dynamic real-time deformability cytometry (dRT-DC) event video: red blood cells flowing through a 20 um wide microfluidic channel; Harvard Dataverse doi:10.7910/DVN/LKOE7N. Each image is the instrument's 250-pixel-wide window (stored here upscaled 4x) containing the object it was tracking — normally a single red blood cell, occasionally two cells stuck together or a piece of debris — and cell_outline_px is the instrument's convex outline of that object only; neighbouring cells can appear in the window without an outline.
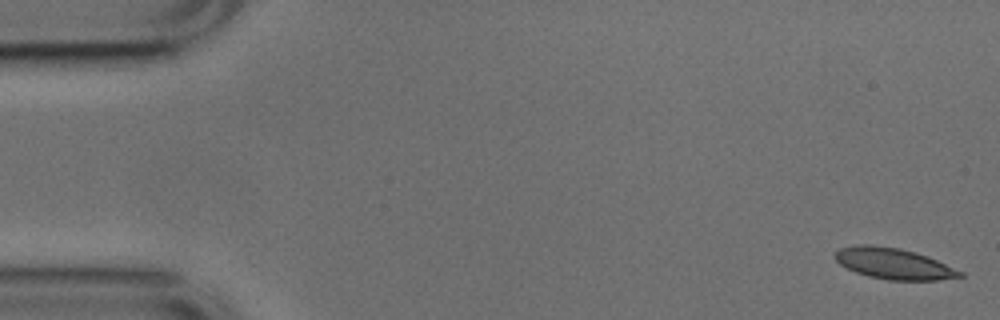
{"species": "common noctule bat (a hibernating species)", "species_latin": "Nyctalus noctula", "temperature_condition": "cold", "stored_images_in_passage": 8, "camera_frame_rate_fps": 3000, "um_per_image_px": 0.085, "animal": {"sex": "male", "body_mass_g": 17.9, "forearm_length_mm": 54.2}, "frame": {"image": 1, "passage_image": 1, "time_ms": 0.0, "image_size_px": [1000, 320], "cell_outline_px": [[964, 276], [936, 280], [888, 280], [868, 276], [856, 272], [840, 264], [836, 260], [836, 252], [840, 248], [856, 244], [872, 244], [900, 248], [916, 252], [928, 256], [964, 272]], "centroid_in_image_um": [75.98, 22.4], "position_along_channel_um": 9.0, "area_um2": 22.6}}
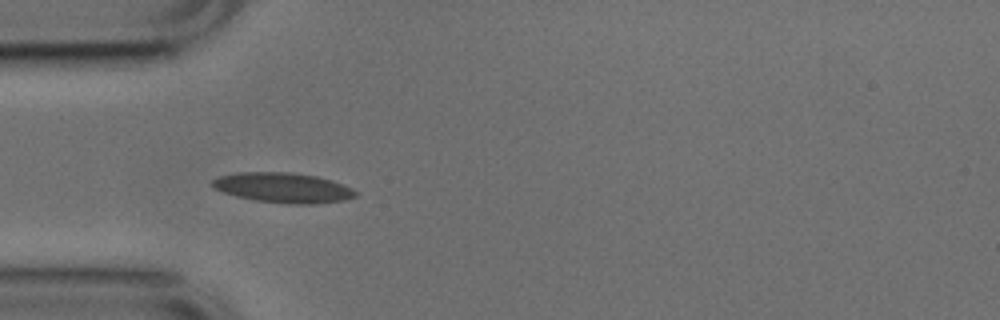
{"frame": {"image": 2, "passage_image": 4, "time_ms": 1.0, "image_size_px": [1000, 320], "cell_outline_px": [[356, 196], [344, 200], [316, 204], [288, 204], [256, 200], [236, 196], [224, 192], [216, 188], [212, 184], [212, 180], [220, 176], [236, 172], [292, 172], [316, 176], [332, 180], [352, 188], [356, 192]], "centroid_in_image_um": [24.09, 15.95], "position_along_channel_um": 60.9, "area_um2": 24.97}}
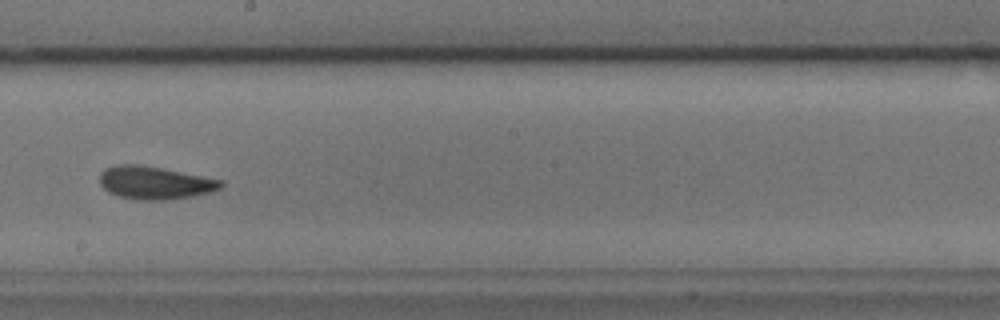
{"frame": {"image": 3, "passage_image": 8, "time_ms": 2.333, "image_size_px": [1000, 320], "cell_outline_px": [[224, 184], [220, 188], [208, 192], [192, 196], [164, 200], [140, 200], [120, 196], [108, 192], [100, 184], [100, 172], [104, 168], [120, 164], [136, 164], [160, 168], [224, 180]], "centroid_in_image_um": [13.14, 15.53], "position_along_channel_um": 235.1, "area_um2": 23.0}}